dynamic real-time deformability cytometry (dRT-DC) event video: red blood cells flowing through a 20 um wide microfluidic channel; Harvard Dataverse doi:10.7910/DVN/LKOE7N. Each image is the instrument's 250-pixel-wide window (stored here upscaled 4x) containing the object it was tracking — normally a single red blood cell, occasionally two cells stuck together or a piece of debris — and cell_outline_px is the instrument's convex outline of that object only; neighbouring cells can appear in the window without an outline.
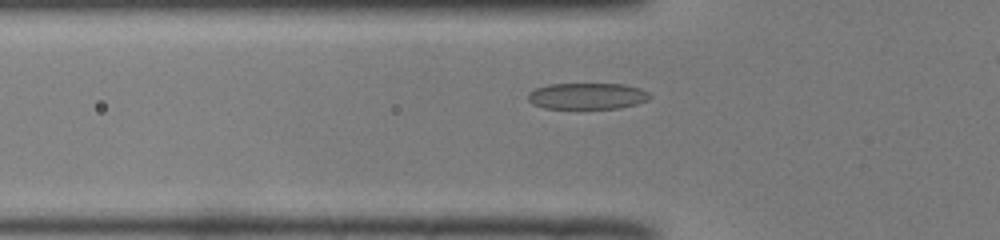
{"species": "common noctule bat (a hibernating species)", "species_latin": "Nyctalus noctula", "temperature_condition": "room temperature", "stored_images_in_passage": 38, "camera_frame_rate_fps": 3000, "um_per_image_px": 0.085, "animal": {"sex": "male", "body_mass_g": 19.0, "forearm_length_mm": 50.8}, "frame": {"image": 1, "passage_image": 10, "time_ms": 3.0, "image_size_px": [1000, 240], "cell_outline_px": [[652, 96], [648, 100], [636, 104], [620, 108], [544, 108], [532, 104], [528, 100], [528, 92], [536, 88], [548, 84], [624, 84], [640, 88], [648, 92]], "centroid_in_image_um": [49.91, 8.16], "position_along_channel_um": 75.9, "area_um2": 18.73}}
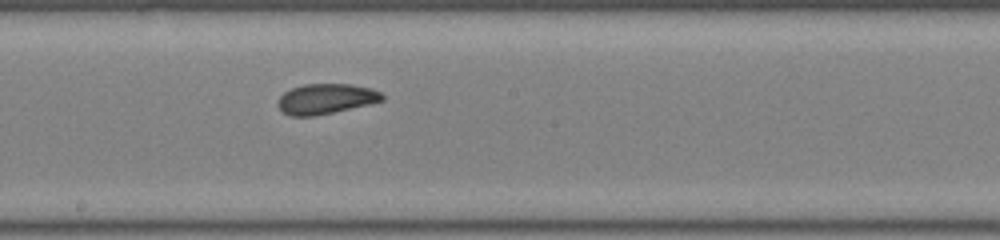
{"frame": {"image": 2, "passage_image": 21, "time_ms": 6.667, "image_size_px": [1000, 240], "cell_outline_px": [[384, 100], [368, 104], [316, 116], [288, 116], [276, 104], [280, 96], [284, 92], [292, 88], [304, 84], [352, 84], [372, 88], [380, 92], [384, 96]], "centroid_in_image_um": [27.69, 8.4], "position_along_channel_um": 220.5, "area_um2": 18.38}}
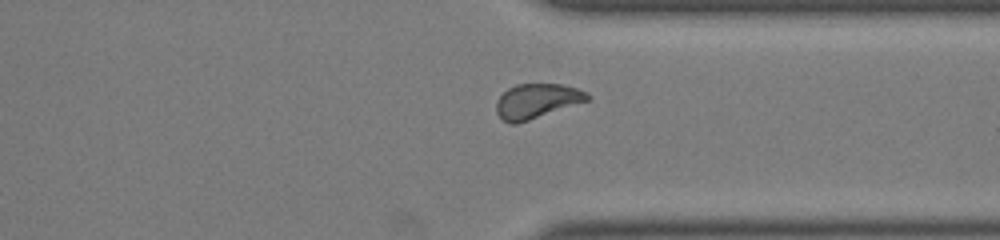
{"frame": {"image": 3, "passage_image": 32, "time_ms": 10.333, "image_size_px": [1000, 240], "cell_outline_px": [[592, 96], [588, 100], [516, 124], [508, 124], [496, 112], [496, 100], [508, 88], [516, 84], [560, 84], [576, 88], [588, 92]], "centroid_in_image_um": [45.61, 8.58], "position_along_channel_um": 365.8, "area_um2": 18.21}}